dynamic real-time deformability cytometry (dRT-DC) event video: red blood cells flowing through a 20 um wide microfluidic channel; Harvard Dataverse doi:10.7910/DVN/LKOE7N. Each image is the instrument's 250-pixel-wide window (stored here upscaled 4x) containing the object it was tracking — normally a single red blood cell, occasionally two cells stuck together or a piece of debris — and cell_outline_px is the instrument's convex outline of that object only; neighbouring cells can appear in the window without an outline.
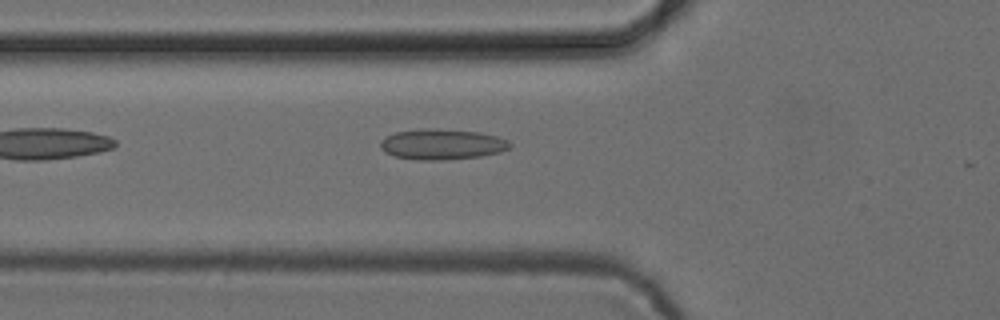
{"species": "common noctule bat (a hibernating species)", "species_latin": "Nyctalus noctula", "temperature_condition": "cold", "stored_images_in_passage": 34, "camera_frame_rate_fps": 3000, "um_per_image_px": 0.085, "animal": {"sex": "female", "body_mass_g": 24.6, "forearm_length_mm": 56.2}, "frame": {"image": 1, "passage_image": 6, "time_ms": 1.667, "image_size_px": [1000, 320], "cell_outline_px": [[512, 144], [508, 148], [500, 152], [480, 156], [444, 160], [420, 160], [392, 156], [384, 152], [380, 148], [380, 140], [384, 136], [396, 132], [420, 128], [424, 128], [480, 132], [496, 136], [508, 140]], "centroid_in_image_um": [37.52, 12.26], "position_along_channel_um": 88.3, "area_um2": 23.18}}
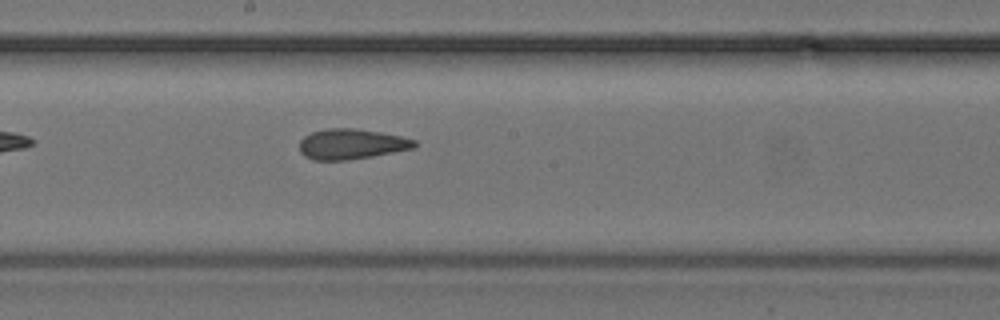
{"frame": {"image": 2, "passage_image": 16, "time_ms": 5.0, "image_size_px": [1000, 320], "cell_outline_px": [[416, 148], [372, 156], [344, 160], [312, 160], [304, 156], [300, 152], [300, 140], [304, 136], [312, 132], [324, 128], [356, 128], [380, 132], [400, 136], [416, 140]], "centroid_in_image_um": [29.85, 12.24], "position_along_channel_um": 218.3, "area_um2": 20.4}}
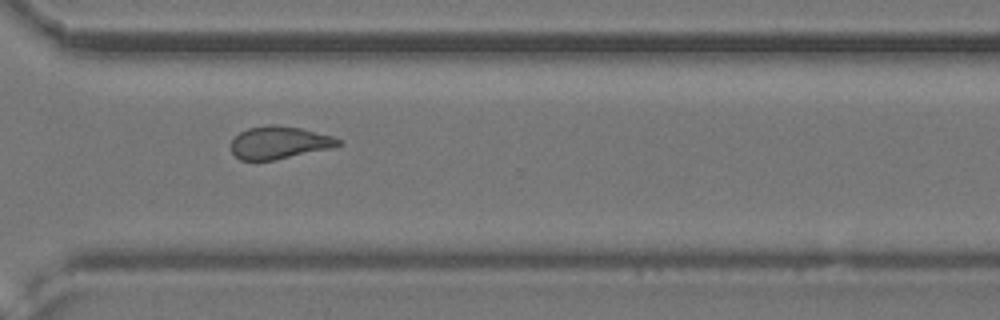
{"frame": {"image": 3, "passage_image": 26, "time_ms": 8.333, "image_size_px": [1000, 320], "cell_outline_px": [[340, 144], [332, 148], [272, 160], [240, 160], [232, 152], [232, 140], [240, 132], [248, 128], [268, 124], [276, 124], [300, 128], [332, 136], [340, 140]], "centroid_in_image_um": [23.72, 12.11], "position_along_channel_um": 346.9, "area_um2": 20.11}, "authors_computed_cell_mechanics": {"area_um2": 20.4612, "velocity_mm_per_s": 3.8754, "shape_relaxation_time_tau1_ms": null, "shape_relaxation_time_tau2_ms": 2.0676, "deformation_change_tau1": null, "deformation_change_tau2": 0.1137}}